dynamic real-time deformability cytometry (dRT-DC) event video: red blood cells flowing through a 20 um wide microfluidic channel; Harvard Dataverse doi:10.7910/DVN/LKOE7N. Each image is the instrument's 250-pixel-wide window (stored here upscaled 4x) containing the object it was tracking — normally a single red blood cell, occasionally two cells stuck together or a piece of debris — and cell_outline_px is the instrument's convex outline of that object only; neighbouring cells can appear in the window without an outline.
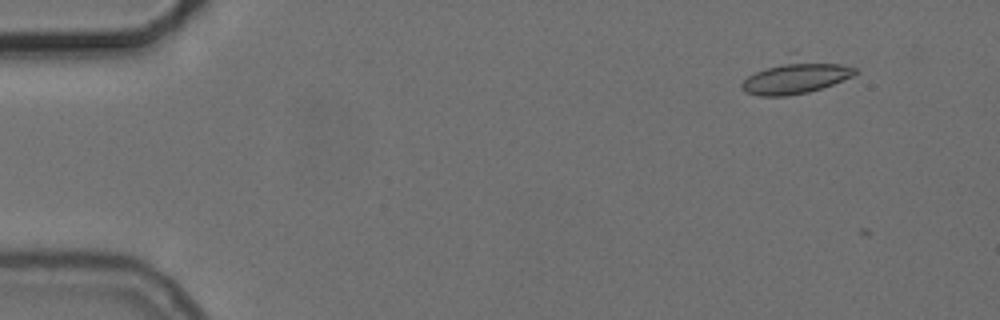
{"species": "common noctule bat (a hibernating species)", "species_latin": "Nyctalus noctula", "temperature_condition": "cold", "stored_images_in_passage": 3, "camera_frame_rate_fps": 3000, "um_per_image_px": 0.085, "animal": {"sex": "female", "body_mass_g": 24.6, "forearm_length_mm": 56.2}, "frame": {"image": 1, "passage_image": 2, "time_ms": 0.333, "image_size_px": [1000, 320], "cell_outline_px": [[860, 72], [852, 76], [832, 84], [808, 92], [784, 96], [760, 96], [744, 92], [740, 84], [748, 76], [792, 48], [796, 48], [856, 68]], "centroid_in_image_um": [67.66, 6.35], "position_along_channel_um": 17.3, "area_um2": 24.57}}